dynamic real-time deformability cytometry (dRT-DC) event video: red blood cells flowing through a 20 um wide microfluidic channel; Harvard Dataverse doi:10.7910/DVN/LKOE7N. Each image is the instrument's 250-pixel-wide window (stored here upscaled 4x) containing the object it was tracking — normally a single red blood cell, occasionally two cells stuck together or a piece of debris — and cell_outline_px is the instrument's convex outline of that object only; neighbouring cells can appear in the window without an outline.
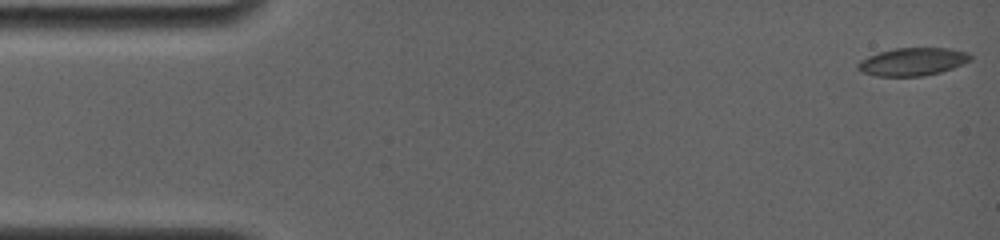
{"species": "common noctule bat (a hibernating species)", "species_latin": "Nyctalus noctula", "temperature_condition": "room temperature", "stored_images_in_passage": 65, "camera_frame_rate_fps": 4000, "um_per_image_px": 0.085, "animal": {"sex": "female", "body_mass_g": 19.0, "forearm_length_mm": 56.7}, "frame": {"image": 1, "passage_image": 1, "time_ms": 0.0, "image_size_px": [1000, 240], "cell_outline_px": [[972, 60], [952, 68], [940, 72], [924, 76], [876, 76], [860, 72], [856, 68], [856, 64], [860, 60], [868, 56], [880, 52], [896, 48], [948, 48], [968, 52], [972, 56]], "centroid_in_image_um": [77.55, 5.25], "position_along_channel_um": 7.4, "area_um2": 18.38}}
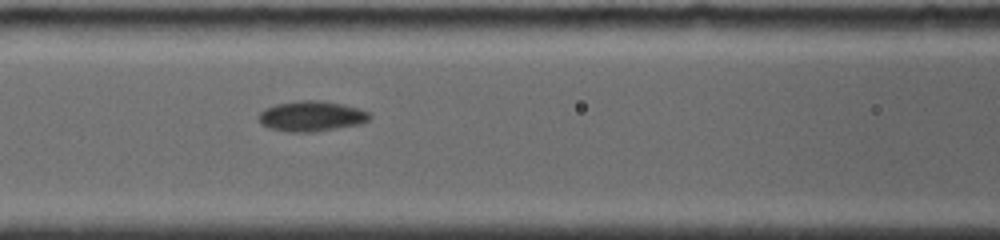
{"frame": {"image": 2, "passage_image": 30, "time_ms": 6.75, "image_size_px": [1000, 240], "cell_outline_px": [[372, 116], [368, 120], [360, 124], [316, 132], [288, 132], [268, 128], [260, 124], [256, 120], [256, 116], [264, 108], [276, 104], [300, 100], [316, 100], [340, 104], [360, 108], [368, 112]], "centroid_in_image_um": [26.41, 9.89], "position_along_channel_um": 140.2, "area_um2": 19.88}}
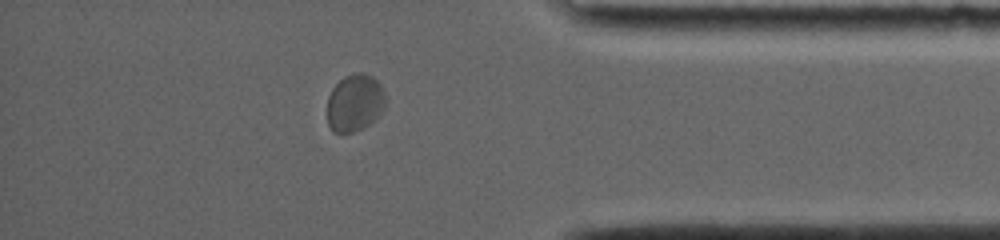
{"frame": {"image": 3, "passage_image": 56, "time_ms": 14.0, "image_size_px": [1000, 240], "cell_outline_px": [[384, 108], [376, 120], [352, 132], [332, 132], [328, 124], [328, 96], [332, 88], [344, 76], [356, 72], [364, 72], [372, 76], [380, 84], [384, 92]], "centroid_in_image_um": [30.15, 8.72], "position_along_channel_um": 405.0, "area_um2": 19.42}, "authors_computed_cell_mechanics": {"area_um2": 19.0162, "velocity_mm_per_s": 3.8027, "shape_relaxation_time_tau1_ms": 1.8053, "shape_relaxation_time_tau2_ms": 1.4345, "deformation_change_tau1": 0.0921, "deformation_change_tau2": 0.0363}}